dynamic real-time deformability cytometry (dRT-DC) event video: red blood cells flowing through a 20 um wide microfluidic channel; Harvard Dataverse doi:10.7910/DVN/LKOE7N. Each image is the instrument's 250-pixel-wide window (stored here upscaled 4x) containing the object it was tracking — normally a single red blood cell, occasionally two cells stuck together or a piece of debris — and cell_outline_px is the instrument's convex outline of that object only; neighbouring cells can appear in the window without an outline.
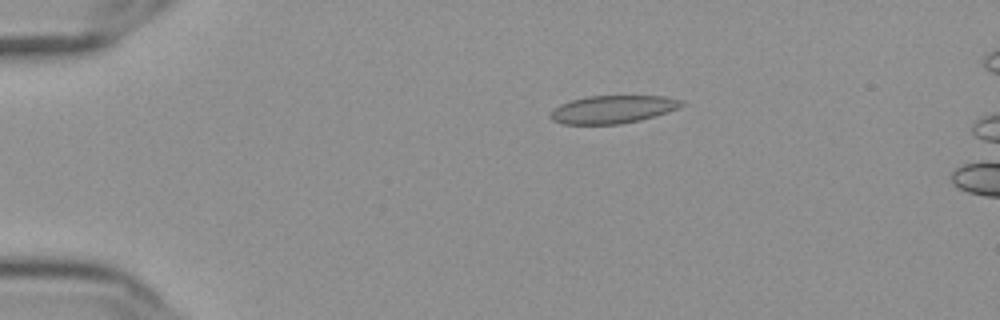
{"species": "Egyptian fruit bat (a non-hibernating species)", "species_latin": "Rousettus aegyptiacus", "temperature_condition": "cold", "stored_images_in_passage": 50, "camera_frame_rate_fps": 3000, "um_per_image_px": 0.085, "frame": {"image": 1, "passage_image": 5, "time_ms": 1.333, "image_size_px": [1000, 320], "cell_outline_px": [[684, 104], [668, 112], [640, 120], [620, 124], [564, 124], [552, 120], [548, 116], [552, 108], [560, 104], [572, 100], [588, 96], [664, 96], [680, 100]], "centroid_in_image_um": [52.02, 9.3], "position_along_channel_um": 33.0, "area_um2": 21.21}}
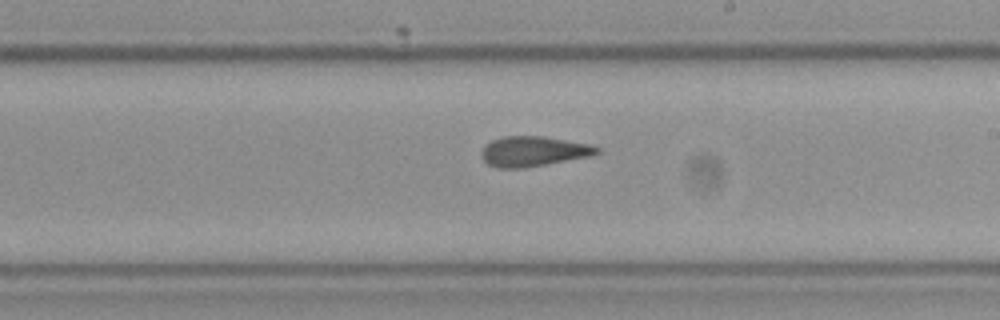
{"frame": {"image": 2, "passage_image": 27, "time_ms": 8.667, "image_size_px": [1000, 320], "cell_outline_px": [[600, 152], [592, 156], [520, 168], [500, 168], [488, 164], [480, 156], [480, 152], [492, 140], [504, 136], [544, 136], [588, 144], [600, 148]], "centroid_in_image_um": [45.34, 12.86], "position_along_channel_um": 243.7, "area_um2": 20.0}}
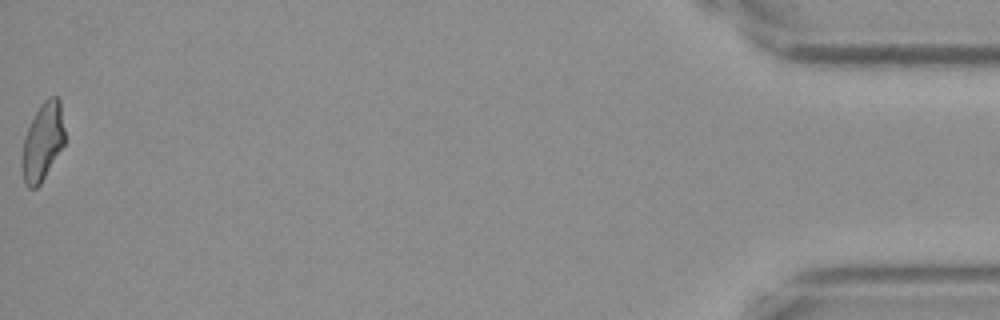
{"frame": {"image": 3, "passage_image": 50, "time_ms": 16.333, "image_size_px": [1000, 320], "cell_outline_px": [[64, 144], [40, 184], [36, 188], [28, 188], [24, 184], [20, 164], [24, 136], [40, 104], [48, 96], [56, 96], [60, 100], [64, 128]], "centroid_in_image_um": [3.6, 12.06], "position_along_channel_um": 431.6, "area_um2": 19.42}, "authors_computed_cell_mechanics": {"area_um2": 20.2878, "velocity_mm_per_s": 3.6326, "shape_relaxation_time_tau1_ms": null, "shape_relaxation_time_tau2_ms": 2.0676, "deformation_change_tau1": null, "deformation_change_tau2": 0.0835}}